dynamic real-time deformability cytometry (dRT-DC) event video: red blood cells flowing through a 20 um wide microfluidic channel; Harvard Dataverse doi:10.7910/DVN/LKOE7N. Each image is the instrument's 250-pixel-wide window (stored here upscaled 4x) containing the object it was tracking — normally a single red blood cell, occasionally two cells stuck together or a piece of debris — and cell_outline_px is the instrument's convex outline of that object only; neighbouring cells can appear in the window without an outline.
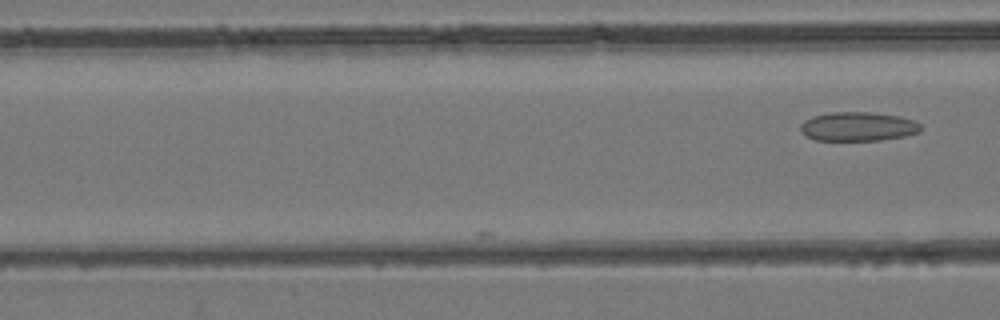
{"species": "common noctule bat (a hibernating species)", "species_latin": "Nyctalus noctula", "temperature_condition": "room temperature", "stored_images_in_passage": 7, "camera_frame_rate_fps": 3000, "um_per_image_px": 0.085, "animal": {"sex": "female", "body_mass_g": 24.6, "forearm_length_mm": 56.2}, "frame": {"image": 1, "passage_image": 7, "time_ms": 2.0, "image_size_px": [1000, 320], "cell_outline_px": [[924, 128], [920, 132], [904, 136], [880, 140], [816, 140], [800, 132], [800, 124], [804, 120], [812, 116], [828, 112], [872, 112], [900, 116], [916, 120]], "centroid_in_image_um": [72.96, 10.74], "position_along_channel_um": 93.6, "area_um2": 20.63}}